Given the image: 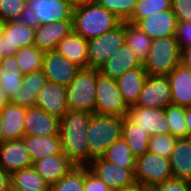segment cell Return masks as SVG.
<instances>
[{"label": "cell", "mask_w": 191, "mask_h": 191, "mask_svg": "<svg viewBox=\"0 0 191 191\" xmlns=\"http://www.w3.org/2000/svg\"><path fill=\"white\" fill-rule=\"evenodd\" d=\"M173 178L169 158L149 151L136 157L134 179L136 183L153 187Z\"/></svg>", "instance_id": "52a82bcc"}, {"label": "cell", "mask_w": 191, "mask_h": 191, "mask_svg": "<svg viewBox=\"0 0 191 191\" xmlns=\"http://www.w3.org/2000/svg\"><path fill=\"white\" fill-rule=\"evenodd\" d=\"M164 111L169 123V133L178 139L186 138L185 107L171 104Z\"/></svg>", "instance_id": "d590c367"}, {"label": "cell", "mask_w": 191, "mask_h": 191, "mask_svg": "<svg viewBox=\"0 0 191 191\" xmlns=\"http://www.w3.org/2000/svg\"><path fill=\"white\" fill-rule=\"evenodd\" d=\"M185 120H186V126H187L186 138L191 139V106L185 107Z\"/></svg>", "instance_id": "7dc6e473"}, {"label": "cell", "mask_w": 191, "mask_h": 191, "mask_svg": "<svg viewBox=\"0 0 191 191\" xmlns=\"http://www.w3.org/2000/svg\"><path fill=\"white\" fill-rule=\"evenodd\" d=\"M0 191H11L10 173L0 166Z\"/></svg>", "instance_id": "f6af8a7d"}, {"label": "cell", "mask_w": 191, "mask_h": 191, "mask_svg": "<svg viewBox=\"0 0 191 191\" xmlns=\"http://www.w3.org/2000/svg\"><path fill=\"white\" fill-rule=\"evenodd\" d=\"M190 188V181L177 178H170L152 187L153 191H190Z\"/></svg>", "instance_id": "60d3db41"}, {"label": "cell", "mask_w": 191, "mask_h": 191, "mask_svg": "<svg viewBox=\"0 0 191 191\" xmlns=\"http://www.w3.org/2000/svg\"><path fill=\"white\" fill-rule=\"evenodd\" d=\"M98 69L81 68L68 86H66L69 109L87 110L95 113L96 80Z\"/></svg>", "instance_id": "5b68a950"}, {"label": "cell", "mask_w": 191, "mask_h": 191, "mask_svg": "<svg viewBox=\"0 0 191 191\" xmlns=\"http://www.w3.org/2000/svg\"><path fill=\"white\" fill-rule=\"evenodd\" d=\"M74 166H76L63 152L44 157L33 162L35 171L51 186L58 182Z\"/></svg>", "instance_id": "44dd1931"}, {"label": "cell", "mask_w": 191, "mask_h": 191, "mask_svg": "<svg viewBox=\"0 0 191 191\" xmlns=\"http://www.w3.org/2000/svg\"><path fill=\"white\" fill-rule=\"evenodd\" d=\"M101 157L119 167L135 169L136 157L131 153L129 146L123 138L110 145Z\"/></svg>", "instance_id": "1f68e13d"}, {"label": "cell", "mask_w": 191, "mask_h": 191, "mask_svg": "<svg viewBox=\"0 0 191 191\" xmlns=\"http://www.w3.org/2000/svg\"><path fill=\"white\" fill-rule=\"evenodd\" d=\"M123 118L114 115L92 113L87 130L89 163L101 157L106 149L122 138Z\"/></svg>", "instance_id": "3957f363"}, {"label": "cell", "mask_w": 191, "mask_h": 191, "mask_svg": "<svg viewBox=\"0 0 191 191\" xmlns=\"http://www.w3.org/2000/svg\"><path fill=\"white\" fill-rule=\"evenodd\" d=\"M73 31L72 20L35 25L34 43L43 51L55 50L58 43Z\"/></svg>", "instance_id": "d6986e66"}, {"label": "cell", "mask_w": 191, "mask_h": 191, "mask_svg": "<svg viewBox=\"0 0 191 191\" xmlns=\"http://www.w3.org/2000/svg\"><path fill=\"white\" fill-rule=\"evenodd\" d=\"M152 39L138 25L125 21V43L143 63L149 54Z\"/></svg>", "instance_id": "4dcf8cb0"}, {"label": "cell", "mask_w": 191, "mask_h": 191, "mask_svg": "<svg viewBox=\"0 0 191 191\" xmlns=\"http://www.w3.org/2000/svg\"><path fill=\"white\" fill-rule=\"evenodd\" d=\"M11 191H32V190H28V189H11ZM35 191H51V190H50V187L48 186L46 189L35 190Z\"/></svg>", "instance_id": "db71d44e"}, {"label": "cell", "mask_w": 191, "mask_h": 191, "mask_svg": "<svg viewBox=\"0 0 191 191\" xmlns=\"http://www.w3.org/2000/svg\"><path fill=\"white\" fill-rule=\"evenodd\" d=\"M121 23L115 14L97 3L74 8L72 12L73 31L86 40L105 34Z\"/></svg>", "instance_id": "7a4b0ae2"}, {"label": "cell", "mask_w": 191, "mask_h": 191, "mask_svg": "<svg viewBox=\"0 0 191 191\" xmlns=\"http://www.w3.org/2000/svg\"><path fill=\"white\" fill-rule=\"evenodd\" d=\"M171 88L166 76L147 75L134 106L165 109L171 105Z\"/></svg>", "instance_id": "8fae6325"}, {"label": "cell", "mask_w": 191, "mask_h": 191, "mask_svg": "<svg viewBox=\"0 0 191 191\" xmlns=\"http://www.w3.org/2000/svg\"><path fill=\"white\" fill-rule=\"evenodd\" d=\"M2 35L5 40V57L12 56L20 48L33 45L35 25L28 18L4 22Z\"/></svg>", "instance_id": "4fadbf2b"}, {"label": "cell", "mask_w": 191, "mask_h": 191, "mask_svg": "<svg viewBox=\"0 0 191 191\" xmlns=\"http://www.w3.org/2000/svg\"><path fill=\"white\" fill-rule=\"evenodd\" d=\"M171 9V0H137L133 15L127 20L137 24L141 19Z\"/></svg>", "instance_id": "8d00e7d4"}, {"label": "cell", "mask_w": 191, "mask_h": 191, "mask_svg": "<svg viewBox=\"0 0 191 191\" xmlns=\"http://www.w3.org/2000/svg\"><path fill=\"white\" fill-rule=\"evenodd\" d=\"M173 178L191 182V139L179 138L169 158Z\"/></svg>", "instance_id": "d4e9b609"}, {"label": "cell", "mask_w": 191, "mask_h": 191, "mask_svg": "<svg viewBox=\"0 0 191 191\" xmlns=\"http://www.w3.org/2000/svg\"><path fill=\"white\" fill-rule=\"evenodd\" d=\"M176 38L181 48L191 45V22H178Z\"/></svg>", "instance_id": "ee69618b"}, {"label": "cell", "mask_w": 191, "mask_h": 191, "mask_svg": "<svg viewBox=\"0 0 191 191\" xmlns=\"http://www.w3.org/2000/svg\"><path fill=\"white\" fill-rule=\"evenodd\" d=\"M2 24H3V23H2L1 20H0V36H3V35H2Z\"/></svg>", "instance_id": "11a10c76"}, {"label": "cell", "mask_w": 191, "mask_h": 191, "mask_svg": "<svg viewBox=\"0 0 191 191\" xmlns=\"http://www.w3.org/2000/svg\"><path fill=\"white\" fill-rule=\"evenodd\" d=\"M2 127H3V120H2L1 114H0V146L5 141L4 136H3V132H2Z\"/></svg>", "instance_id": "f5cc1de1"}, {"label": "cell", "mask_w": 191, "mask_h": 191, "mask_svg": "<svg viewBox=\"0 0 191 191\" xmlns=\"http://www.w3.org/2000/svg\"><path fill=\"white\" fill-rule=\"evenodd\" d=\"M85 166H74L58 182L49 186L51 191H84Z\"/></svg>", "instance_id": "e575fe53"}, {"label": "cell", "mask_w": 191, "mask_h": 191, "mask_svg": "<svg viewBox=\"0 0 191 191\" xmlns=\"http://www.w3.org/2000/svg\"><path fill=\"white\" fill-rule=\"evenodd\" d=\"M125 43V21L115 29L87 40L89 67L98 69Z\"/></svg>", "instance_id": "ba28073f"}, {"label": "cell", "mask_w": 191, "mask_h": 191, "mask_svg": "<svg viewBox=\"0 0 191 191\" xmlns=\"http://www.w3.org/2000/svg\"><path fill=\"white\" fill-rule=\"evenodd\" d=\"M55 50L81 68L89 67L87 40L74 31L63 38Z\"/></svg>", "instance_id": "cb8c5ba5"}, {"label": "cell", "mask_w": 191, "mask_h": 191, "mask_svg": "<svg viewBox=\"0 0 191 191\" xmlns=\"http://www.w3.org/2000/svg\"><path fill=\"white\" fill-rule=\"evenodd\" d=\"M84 191H112L101 179L85 166Z\"/></svg>", "instance_id": "7bdbcfd3"}, {"label": "cell", "mask_w": 191, "mask_h": 191, "mask_svg": "<svg viewBox=\"0 0 191 191\" xmlns=\"http://www.w3.org/2000/svg\"><path fill=\"white\" fill-rule=\"evenodd\" d=\"M143 67L124 72L116 79L118 89L129 107L136 104L147 77Z\"/></svg>", "instance_id": "4316f807"}, {"label": "cell", "mask_w": 191, "mask_h": 191, "mask_svg": "<svg viewBox=\"0 0 191 191\" xmlns=\"http://www.w3.org/2000/svg\"><path fill=\"white\" fill-rule=\"evenodd\" d=\"M129 108L118 89L116 79L108 78L98 72L95 113L124 118L128 115Z\"/></svg>", "instance_id": "8992f818"}, {"label": "cell", "mask_w": 191, "mask_h": 191, "mask_svg": "<svg viewBox=\"0 0 191 191\" xmlns=\"http://www.w3.org/2000/svg\"><path fill=\"white\" fill-rule=\"evenodd\" d=\"M177 22H191V0H171Z\"/></svg>", "instance_id": "b9f144b4"}, {"label": "cell", "mask_w": 191, "mask_h": 191, "mask_svg": "<svg viewBox=\"0 0 191 191\" xmlns=\"http://www.w3.org/2000/svg\"><path fill=\"white\" fill-rule=\"evenodd\" d=\"M33 162L47 156L62 153L60 136H23Z\"/></svg>", "instance_id": "f1b7e54d"}, {"label": "cell", "mask_w": 191, "mask_h": 191, "mask_svg": "<svg viewBox=\"0 0 191 191\" xmlns=\"http://www.w3.org/2000/svg\"><path fill=\"white\" fill-rule=\"evenodd\" d=\"M27 108L12 104H7L1 111L3 120L2 132L4 140H18L24 136V119Z\"/></svg>", "instance_id": "484cf974"}, {"label": "cell", "mask_w": 191, "mask_h": 191, "mask_svg": "<svg viewBox=\"0 0 191 191\" xmlns=\"http://www.w3.org/2000/svg\"><path fill=\"white\" fill-rule=\"evenodd\" d=\"M35 107L60 120L69 110L66 86L47 81L38 92Z\"/></svg>", "instance_id": "5bb4252c"}, {"label": "cell", "mask_w": 191, "mask_h": 191, "mask_svg": "<svg viewBox=\"0 0 191 191\" xmlns=\"http://www.w3.org/2000/svg\"><path fill=\"white\" fill-rule=\"evenodd\" d=\"M33 161L23 139L4 141L0 146V166L8 173L31 167Z\"/></svg>", "instance_id": "2e32d148"}, {"label": "cell", "mask_w": 191, "mask_h": 191, "mask_svg": "<svg viewBox=\"0 0 191 191\" xmlns=\"http://www.w3.org/2000/svg\"><path fill=\"white\" fill-rule=\"evenodd\" d=\"M70 6L74 9L80 6L95 4L97 0H68Z\"/></svg>", "instance_id": "681fc988"}, {"label": "cell", "mask_w": 191, "mask_h": 191, "mask_svg": "<svg viewBox=\"0 0 191 191\" xmlns=\"http://www.w3.org/2000/svg\"><path fill=\"white\" fill-rule=\"evenodd\" d=\"M26 0H0V20L2 23L27 18Z\"/></svg>", "instance_id": "74e56055"}, {"label": "cell", "mask_w": 191, "mask_h": 191, "mask_svg": "<svg viewBox=\"0 0 191 191\" xmlns=\"http://www.w3.org/2000/svg\"><path fill=\"white\" fill-rule=\"evenodd\" d=\"M143 67L141 60L133 53L130 47L124 43L119 50L98 68V72L108 78L117 79L124 72Z\"/></svg>", "instance_id": "ffe728a7"}, {"label": "cell", "mask_w": 191, "mask_h": 191, "mask_svg": "<svg viewBox=\"0 0 191 191\" xmlns=\"http://www.w3.org/2000/svg\"><path fill=\"white\" fill-rule=\"evenodd\" d=\"M136 25L153 40L176 36L178 22L172 9H168L148 15Z\"/></svg>", "instance_id": "ac0fdd59"}, {"label": "cell", "mask_w": 191, "mask_h": 191, "mask_svg": "<svg viewBox=\"0 0 191 191\" xmlns=\"http://www.w3.org/2000/svg\"><path fill=\"white\" fill-rule=\"evenodd\" d=\"M178 138L170 133L150 136L148 151L164 158H170Z\"/></svg>", "instance_id": "f35d334b"}, {"label": "cell", "mask_w": 191, "mask_h": 191, "mask_svg": "<svg viewBox=\"0 0 191 191\" xmlns=\"http://www.w3.org/2000/svg\"><path fill=\"white\" fill-rule=\"evenodd\" d=\"M81 69L56 50L44 51L42 71L47 81L68 86Z\"/></svg>", "instance_id": "7c38bea8"}, {"label": "cell", "mask_w": 191, "mask_h": 191, "mask_svg": "<svg viewBox=\"0 0 191 191\" xmlns=\"http://www.w3.org/2000/svg\"><path fill=\"white\" fill-rule=\"evenodd\" d=\"M91 112L69 109L60 119L59 136L62 152L76 165L89 164L87 130Z\"/></svg>", "instance_id": "6da1fadb"}, {"label": "cell", "mask_w": 191, "mask_h": 191, "mask_svg": "<svg viewBox=\"0 0 191 191\" xmlns=\"http://www.w3.org/2000/svg\"><path fill=\"white\" fill-rule=\"evenodd\" d=\"M11 189L43 190L49 185L31 166L10 174Z\"/></svg>", "instance_id": "d6a6232c"}, {"label": "cell", "mask_w": 191, "mask_h": 191, "mask_svg": "<svg viewBox=\"0 0 191 191\" xmlns=\"http://www.w3.org/2000/svg\"><path fill=\"white\" fill-rule=\"evenodd\" d=\"M60 120L38 107H30L24 119V136H59Z\"/></svg>", "instance_id": "e0dca14e"}, {"label": "cell", "mask_w": 191, "mask_h": 191, "mask_svg": "<svg viewBox=\"0 0 191 191\" xmlns=\"http://www.w3.org/2000/svg\"><path fill=\"white\" fill-rule=\"evenodd\" d=\"M24 74L14 57H3L0 61V88L11 99L23 84Z\"/></svg>", "instance_id": "83f0119b"}, {"label": "cell", "mask_w": 191, "mask_h": 191, "mask_svg": "<svg viewBox=\"0 0 191 191\" xmlns=\"http://www.w3.org/2000/svg\"><path fill=\"white\" fill-rule=\"evenodd\" d=\"M137 0H97V4L115 14L120 20L127 21L134 13Z\"/></svg>", "instance_id": "ab89813d"}, {"label": "cell", "mask_w": 191, "mask_h": 191, "mask_svg": "<svg viewBox=\"0 0 191 191\" xmlns=\"http://www.w3.org/2000/svg\"><path fill=\"white\" fill-rule=\"evenodd\" d=\"M47 82L43 71H33L23 76V84L10 102L24 108L35 107L39 90Z\"/></svg>", "instance_id": "603a6c76"}, {"label": "cell", "mask_w": 191, "mask_h": 191, "mask_svg": "<svg viewBox=\"0 0 191 191\" xmlns=\"http://www.w3.org/2000/svg\"><path fill=\"white\" fill-rule=\"evenodd\" d=\"M87 166L112 191H120L136 183L134 179L135 169L119 167L102 157L94 158Z\"/></svg>", "instance_id": "30bf717a"}, {"label": "cell", "mask_w": 191, "mask_h": 191, "mask_svg": "<svg viewBox=\"0 0 191 191\" xmlns=\"http://www.w3.org/2000/svg\"><path fill=\"white\" fill-rule=\"evenodd\" d=\"M150 136L169 133L164 109L131 106L127 115Z\"/></svg>", "instance_id": "9a60e30c"}, {"label": "cell", "mask_w": 191, "mask_h": 191, "mask_svg": "<svg viewBox=\"0 0 191 191\" xmlns=\"http://www.w3.org/2000/svg\"><path fill=\"white\" fill-rule=\"evenodd\" d=\"M26 14L34 25L72 20L73 8L68 0H26Z\"/></svg>", "instance_id": "9c48e42d"}, {"label": "cell", "mask_w": 191, "mask_h": 191, "mask_svg": "<svg viewBox=\"0 0 191 191\" xmlns=\"http://www.w3.org/2000/svg\"><path fill=\"white\" fill-rule=\"evenodd\" d=\"M122 138L135 157L148 151L150 134L140 128L139 125L134 123L128 116L123 118Z\"/></svg>", "instance_id": "f546056e"}, {"label": "cell", "mask_w": 191, "mask_h": 191, "mask_svg": "<svg viewBox=\"0 0 191 191\" xmlns=\"http://www.w3.org/2000/svg\"><path fill=\"white\" fill-rule=\"evenodd\" d=\"M14 57L24 75L42 70L44 51L35 45L20 48L14 54Z\"/></svg>", "instance_id": "836d02e7"}, {"label": "cell", "mask_w": 191, "mask_h": 191, "mask_svg": "<svg viewBox=\"0 0 191 191\" xmlns=\"http://www.w3.org/2000/svg\"><path fill=\"white\" fill-rule=\"evenodd\" d=\"M10 103V98L6 93L0 88V111Z\"/></svg>", "instance_id": "f907efd6"}, {"label": "cell", "mask_w": 191, "mask_h": 191, "mask_svg": "<svg viewBox=\"0 0 191 191\" xmlns=\"http://www.w3.org/2000/svg\"><path fill=\"white\" fill-rule=\"evenodd\" d=\"M181 60V47L176 36L153 39L143 68L148 75L167 76Z\"/></svg>", "instance_id": "277c9868"}, {"label": "cell", "mask_w": 191, "mask_h": 191, "mask_svg": "<svg viewBox=\"0 0 191 191\" xmlns=\"http://www.w3.org/2000/svg\"><path fill=\"white\" fill-rule=\"evenodd\" d=\"M180 63L191 70V45L181 48Z\"/></svg>", "instance_id": "bcb514c9"}, {"label": "cell", "mask_w": 191, "mask_h": 191, "mask_svg": "<svg viewBox=\"0 0 191 191\" xmlns=\"http://www.w3.org/2000/svg\"><path fill=\"white\" fill-rule=\"evenodd\" d=\"M166 77L170 83L172 104L190 107L191 70L180 63Z\"/></svg>", "instance_id": "7402d4cb"}, {"label": "cell", "mask_w": 191, "mask_h": 191, "mask_svg": "<svg viewBox=\"0 0 191 191\" xmlns=\"http://www.w3.org/2000/svg\"><path fill=\"white\" fill-rule=\"evenodd\" d=\"M120 191H153V189L150 186L135 183L134 185L129 186V187H127L123 190H120Z\"/></svg>", "instance_id": "c3c4849f"}, {"label": "cell", "mask_w": 191, "mask_h": 191, "mask_svg": "<svg viewBox=\"0 0 191 191\" xmlns=\"http://www.w3.org/2000/svg\"><path fill=\"white\" fill-rule=\"evenodd\" d=\"M3 57H5V40L0 36V61Z\"/></svg>", "instance_id": "816d5d0a"}]
</instances>
